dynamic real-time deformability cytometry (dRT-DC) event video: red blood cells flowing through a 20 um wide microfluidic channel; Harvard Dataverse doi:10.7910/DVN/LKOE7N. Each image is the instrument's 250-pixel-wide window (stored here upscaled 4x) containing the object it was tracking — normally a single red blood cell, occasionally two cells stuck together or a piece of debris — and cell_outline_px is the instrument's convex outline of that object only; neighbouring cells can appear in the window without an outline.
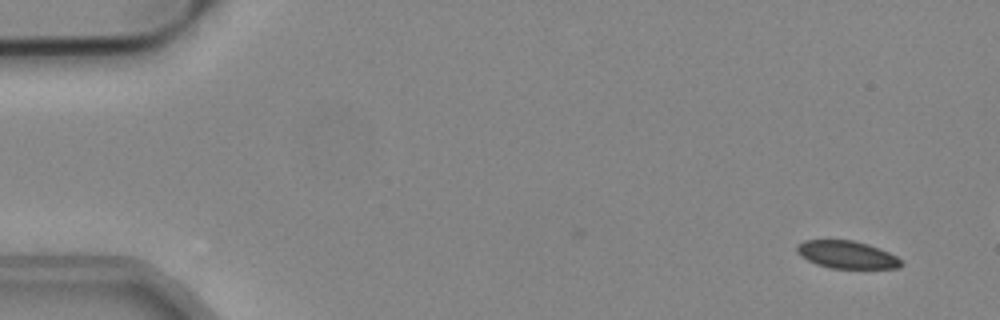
{"species": "common noctule bat (a hibernating species)", "species_latin": "Nyctalus noctula", "temperature_condition": "cold", "stored_images_in_passage": 15, "camera_frame_rate_fps": 3000, "um_per_image_px": 0.085, "animal": {"sex": "male", "body_mass_g": 19.2, "forearm_length_mm": 51.8}, "frame": {"image": 1, "passage_image": 3, "time_ms": 0.667, "image_size_px": [1000, 320], "cell_outline_px": [[904, 264], [900, 268], [828, 268], [816, 264], [800, 256], [796, 252], [796, 244], [804, 240], [852, 240], [868, 244], [888, 252], [896, 256]], "centroid_in_image_um": [71.95, 21.65], "position_along_channel_um": 13.1, "area_um2": 16.82}}